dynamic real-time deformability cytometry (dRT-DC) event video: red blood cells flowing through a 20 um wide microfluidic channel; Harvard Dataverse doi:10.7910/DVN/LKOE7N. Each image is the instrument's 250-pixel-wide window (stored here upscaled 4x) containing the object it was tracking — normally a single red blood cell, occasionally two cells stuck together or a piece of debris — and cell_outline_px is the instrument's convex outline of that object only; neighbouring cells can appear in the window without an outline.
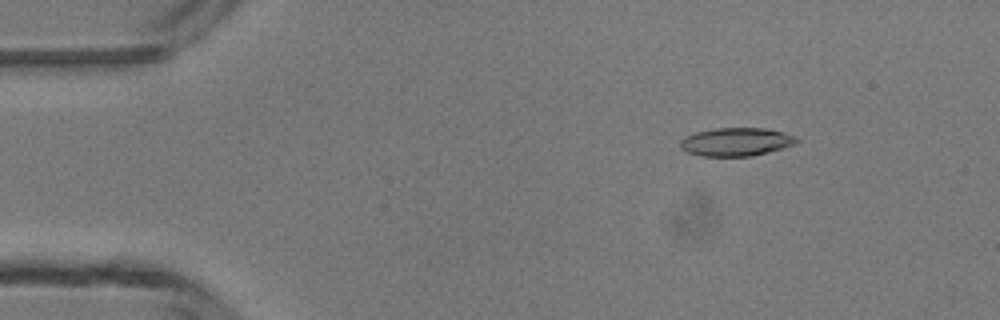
{"species": "common noctule bat (a hibernating species)", "species_latin": "Nyctalus noctula", "temperature_condition": "room temperature", "stored_images_in_passage": 48, "camera_frame_rate_fps": 3000, "um_per_image_px": 0.085, "animal": {"sex": "male", "body_mass_g": 13.3}, "frame": {"image": 1, "passage_image": 7, "time_ms": 2.0, "image_size_px": [1000, 320], "cell_outline_px": [[800, 140], [796, 144], [768, 152], [752, 156], [700, 156], [688, 152], [680, 148], [680, 140], [684, 136], [696, 132], [716, 128], [764, 128], [784, 132], [796, 136]], "centroid_in_image_um": [62.58, 12.05], "position_along_channel_um": 22.4, "area_um2": 19.31}}
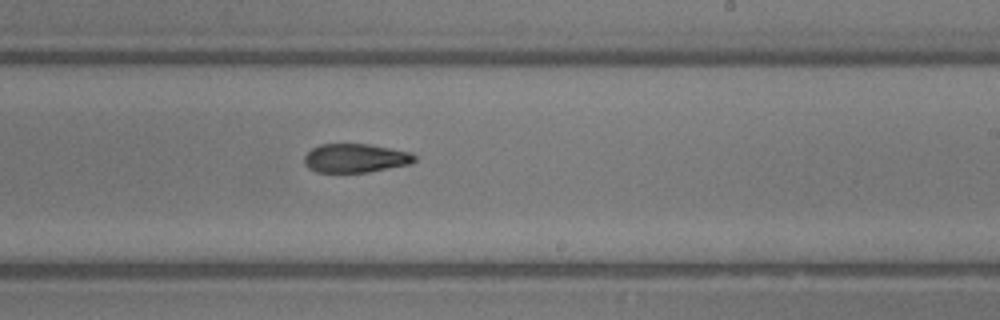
{"frame": {"image": 2, "passage_image": 29, "time_ms": 9.333, "image_size_px": [1000, 320], "cell_outline_px": [[416, 160], [408, 164], [368, 172], [316, 172], [308, 168], [304, 164], [304, 156], [312, 148], [320, 144], [368, 144], [412, 152], [416, 156]], "centroid_in_image_um": [30.19, 13.44], "position_along_channel_um": 258.8, "area_um2": 18.5}}
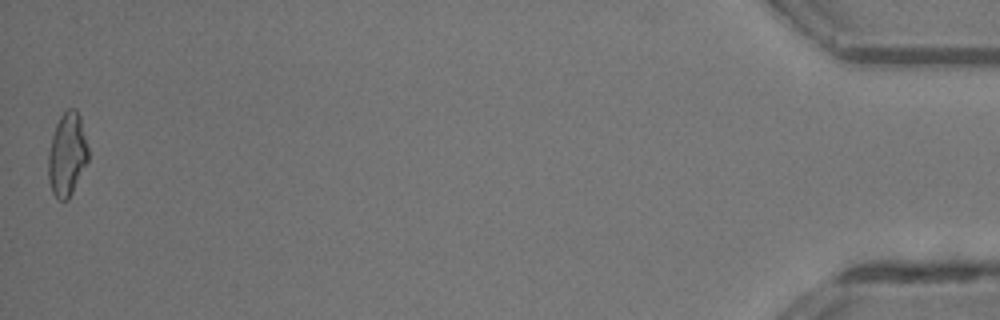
{"frame": {"image": 3, "passage_image": 48, "time_ms": 15.667, "image_size_px": [1000, 320], "cell_outline_px": [[88, 160], [68, 200], [60, 200], [52, 192], [48, 176], [48, 152], [52, 136], [56, 124], [60, 116], [68, 108], [76, 108], [80, 116], [88, 148]], "centroid_in_image_um": [5.7, 13.1], "position_along_channel_um": 429.5, "area_um2": 19.25}, "authors_computed_cell_mechanics": {"area_um2": 19.3052, "velocity_mm_per_s": 4.2953, "shape_relaxation_time_tau1_ms": 9.3882, "shape_relaxation_time_tau2_ms": 4.3963, "deformation_change_tau1": 0.2557, "deformation_change_tau2": 0.1384}}